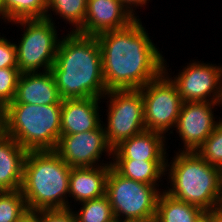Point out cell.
Masks as SVG:
<instances>
[{
  "label": "cell",
  "mask_w": 222,
  "mask_h": 222,
  "mask_svg": "<svg viewBox=\"0 0 222 222\" xmlns=\"http://www.w3.org/2000/svg\"><path fill=\"white\" fill-rule=\"evenodd\" d=\"M96 37L107 91L140 89L164 71V57L139 18Z\"/></svg>",
  "instance_id": "cell-1"
},
{
  "label": "cell",
  "mask_w": 222,
  "mask_h": 222,
  "mask_svg": "<svg viewBox=\"0 0 222 222\" xmlns=\"http://www.w3.org/2000/svg\"><path fill=\"white\" fill-rule=\"evenodd\" d=\"M61 39L50 69L60 98L104 99L108 91L97 37L70 31Z\"/></svg>",
  "instance_id": "cell-2"
},
{
  "label": "cell",
  "mask_w": 222,
  "mask_h": 222,
  "mask_svg": "<svg viewBox=\"0 0 222 222\" xmlns=\"http://www.w3.org/2000/svg\"><path fill=\"white\" fill-rule=\"evenodd\" d=\"M70 172L54 150L28 151L20 188L28 211L70 208L66 199Z\"/></svg>",
  "instance_id": "cell-3"
},
{
  "label": "cell",
  "mask_w": 222,
  "mask_h": 222,
  "mask_svg": "<svg viewBox=\"0 0 222 222\" xmlns=\"http://www.w3.org/2000/svg\"><path fill=\"white\" fill-rule=\"evenodd\" d=\"M172 159L171 165L166 160L165 169L169 171L165 174L171 188L164 191L204 211L218 207L222 194L221 169L207 163L197 152L179 151Z\"/></svg>",
  "instance_id": "cell-4"
},
{
  "label": "cell",
  "mask_w": 222,
  "mask_h": 222,
  "mask_svg": "<svg viewBox=\"0 0 222 222\" xmlns=\"http://www.w3.org/2000/svg\"><path fill=\"white\" fill-rule=\"evenodd\" d=\"M62 104H8L5 134L27 151L55 150L61 136Z\"/></svg>",
  "instance_id": "cell-5"
},
{
  "label": "cell",
  "mask_w": 222,
  "mask_h": 222,
  "mask_svg": "<svg viewBox=\"0 0 222 222\" xmlns=\"http://www.w3.org/2000/svg\"><path fill=\"white\" fill-rule=\"evenodd\" d=\"M158 190L161 189H158L157 185L125 178L112 166L110 167L106 182V196L115 220L154 222L157 200L161 192Z\"/></svg>",
  "instance_id": "cell-6"
},
{
  "label": "cell",
  "mask_w": 222,
  "mask_h": 222,
  "mask_svg": "<svg viewBox=\"0 0 222 222\" xmlns=\"http://www.w3.org/2000/svg\"><path fill=\"white\" fill-rule=\"evenodd\" d=\"M24 29L17 48V64L21 73L49 71L55 63L58 39V30L52 20L21 19L14 21ZM40 69V70H39Z\"/></svg>",
  "instance_id": "cell-7"
},
{
  "label": "cell",
  "mask_w": 222,
  "mask_h": 222,
  "mask_svg": "<svg viewBox=\"0 0 222 222\" xmlns=\"http://www.w3.org/2000/svg\"><path fill=\"white\" fill-rule=\"evenodd\" d=\"M164 59V71L139 90L144 101V122L147 131L166 134L176 126L183 100L171 80Z\"/></svg>",
  "instance_id": "cell-8"
},
{
  "label": "cell",
  "mask_w": 222,
  "mask_h": 222,
  "mask_svg": "<svg viewBox=\"0 0 222 222\" xmlns=\"http://www.w3.org/2000/svg\"><path fill=\"white\" fill-rule=\"evenodd\" d=\"M104 97L109 98L106 111L108 124L104 130L113 149L122 141L146 130L144 101L139 89L109 90Z\"/></svg>",
  "instance_id": "cell-9"
},
{
  "label": "cell",
  "mask_w": 222,
  "mask_h": 222,
  "mask_svg": "<svg viewBox=\"0 0 222 222\" xmlns=\"http://www.w3.org/2000/svg\"><path fill=\"white\" fill-rule=\"evenodd\" d=\"M104 126L102 123L95 130L61 135L54 151L71 168L112 165V161L98 163L104 151L108 154L109 159L113 155V148L107 141Z\"/></svg>",
  "instance_id": "cell-10"
},
{
  "label": "cell",
  "mask_w": 222,
  "mask_h": 222,
  "mask_svg": "<svg viewBox=\"0 0 222 222\" xmlns=\"http://www.w3.org/2000/svg\"><path fill=\"white\" fill-rule=\"evenodd\" d=\"M171 80L183 102H222L221 65L193 60Z\"/></svg>",
  "instance_id": "cell-11"
},
{
  "label": "cell",
  "mask_w": 222,
  "mask_h": 222,
  "mask_svg": "<svg viewBox=\"0 0 222 222\" xmlns=\"http://www.w3.org/2000/svg\"><path fill=\"white\" fill-rule=\"evenodd\" d=\"M222 102H183L176 132L183 141V150L196 152L218 125L212 110ZM178 130V131H177Z\"/></svg>",
  "instance_id": "cell-12"
},
{
  "label": "cell",
  "mask_w": 222,
  "mask_h": 222,
  "mask_svg": "<svg viewBox=\"0 0 222 222\" xmlns=\"http://www.w3.org/2000/svg\"><path fill=\"white\" fill-rule=\"evenodd\" d=\"M136 19L120 0H88L84 24L77 33L98 36L123 29Z\"/></svg>",
  "instance_id": "cell-13"
},
{
  "label": "cell",
  "mask_w": 222,
  "mask_h": 222,
  "mask_svg": "<svg viewBox=\"0 0 222 222\" xmlns=\"http://www.w3.org/2000/svg\"><path fill=\"white\" fill-rule=\"evenodd\" d=\"M101 98L63 99L61 108V135L83 133L97 129L100 120L99 102Z\"/></svg>",
  "instance_id": "cell-14"
},
{
  "label": "cell",
  "mask_w": 222,
  "mask_h": 222,
  "mask_svg": "<svg viewBox=\"0 0 222 222\" xmlns=\"http://www.w3.org/2000/svg\"><path fill=\"white\" fill-rule=\"evenodd\" d=\"M9 104H62L51 71L21 73L15 98Z\"/></svg>",
  "instance_id": "cell-15"
},
{
  "label": "cell",
  "mask_w": 222,
  "mask_h": 222,
  "mask_svg": "<svg viewBox=\"0 0 222 222\" xmlns=\"http://www.w3.org/2000/svg\"><path fill=\"white\" fill-rule=\"evenodd\" d=\"M156 131H147L122 141L113 149V159L166 161V137Z\"/></svg>",
  "instance_id": "cell-16"
},
{
  "label": "cell",
  "mask_w": 222,
  "mask_h": 222,
  "mask_svg": "<svg viewBox=\"0 0 222 222\" xmlns=\"http://www.w3.org/2000/svg\"><path fill=\"white\" fill-rule=\"evenodd\" d=\"M112 165L71 168L69 197L76 202L98 199L106 195L107 176Z\"/></svg>",
  "instance_id": "cell-17"
},
{
  "label": "cell",
  "mask_w": 222,
  "mask_h": 222,
  "mask_svg": "<svg viewBox=\"0 0 222 222\" xmlns=\"http://www.w3.org/2000/svg\"><path fill=\"white\" fill-rule=\"evenodd\" d=\"M27 152L12 137H0V191L21 188Z\"/></svg>",
  "instance_id": "cell-18"
},
{
  "label": "cell",
  "mask_w": 222,
  "mask_h": 222,
  "mask_svg": "<svg viewBox=\"0 0 222 222\" xmlns=\"http://www.w3.org/2000/svg\"><path fill=\"white\" fill-rule=\"evenodd\" d=\"M112 167L123 177L149 185H158L165 177L166 161L112 159ZM160 180V181H158Z\"/></svg>",
  "instance_id": "cell-19"
},
{
  "label": "cell",
  "mask_w": 222,
  "mask_h": 222,
  "mask_svg": "<svg viewBox=\"0 0 222 222\" xmlns=\"http://www.w3.org/2000/svg\"><path fill=\"white\" fill-rule=\"evenodd\" d=\"M204 213L200 207L170 196L163 190L157 200L154 222H197Z\"/></svg>",
  "instance_id": "cell-20"
},
{
  "label": "cell",
  "mask_w": 222,
  "mask_h": 222,
  "mask_svg": "<svg viewBox=\"0 0 222 222\" xmlns=\"http://www.w3.org/2000/svg\"><path fill=\"white\" fill-rule=\"evenodd\" d=\"M47 0H3L0 7V19L13 22L21 19L45 18Z\"/></svg>",
  "instance_id": "cell-21"
},
{
  "label": "cell",
  "mask_w": 222,
  "mask_h": 222,
  "mask_svg": "<svg viewBox=\"0 0 222 222\" xmlns=\"http://www.w3.org/2000/svg\"><path fill=\"white\" fill-rule=\"evenodd\" d=\"M88 0H47V13L45 18L54 21L49 14L52 11L63 17L65 22L72 24L73 29L71 32H77L84 24L85 14L87 10ZM75 28V29H74Z\"/></svg>",
  "instance_id": "cell-22"
},
{
  "label": "cell",
  "mask_w": 222,
  "mask_h": 222,
  "mask_svg": "<svg viewBox=\"0 0 222 222\" xmlns=\"http://www.w3.org/2000/svg\"><path fill=\"white\" fill-rule=\"evenodd\" d=\"M81 205L82 207L78 212L74 211L78 222H113L115 220L106 195L98 199L81 202Z\"/></svg>",
  "instance_id": "cell-23"
},
{
  "label": "cell",
  "mask_w": 222,
  "mask_h": 222,
  "mask_svg": "<svg viewBox=\"0 0 222 222\" xmlns=\"http://www.w3.org/2000/svg\"><path fill=\"white\" fill-rule=\"evenodd\" d=\"M28 212L21 190L0 191V222H17Z\"/></svg>",
  "instance_id": "cell-24"
},
{
  "label": "cell",
  "mask_w": 222,
  "mask_h": 222,
  "mask_svg": "<svg viewBox=\"0 0 222 222\" xmlns=\"http://www.w3.org/2000/svg\"><path fill=\"white\" fill-rule=\"evenodd\" d=\"M207 163L222 169V120L196 151Z\"/></svg>",
  "instance_id": "cell-25"
},
{
  "label": "cell",
  "mask_w": 222,
  "mask_h": 222,
  "mask_svg": "<svg viewBox=\"0 0 222 222\" xmlns=\"http://www.w3.org/2000/svg\"><path fill=\"white\" fill-rule=\"evenodd\" d=\"M20 75L18 68L0 69V104L4 107L14 100Z\"/></svg>",
  "instance_id": "cell-26"
},
{
  "label": "cell",
  "mask_w": 222,
  "mask_h": 222,
  "mask_svg": "<svg viewBox=\"0 0 222 222\" xmlns=\"http://www.w3.org/2000/svg\"><path fill=\"white\" fill-rule=\"evenodd\" d=\"M38 222H78L73 208L39 210Z\"/></svg>",
  "instance_id": "cell-27"
},
{
  "label": "cell",
  "mask_w": 222,
  "mask_h": 222,
  "mask_svg": "<svg viewBox=\"0 0 222 222\" xmlns=\"http://www.w3.org/2000/svg\"><path fill=\"white\" fill-rule=\"evenodd\" d=\"M1 68H18V64L15 42L11 43L0 35V69Z\"/></svg>",
  "instance_id": "cell-28"
},
{
  "label": "cell",
  "mask_w": 222,
  "mask_h": 222,
  "mask_svg": "<svg viewBox=\"0 0 222 222\" xmlns=\"http://www.w3.org/2000/svg\"><path fill=\"white\" fill-rule=\"evenodd\" d=\"M122 2V4L128 9V11L133 14L136 18H138L139 16H136L134 13L135 10L133 8L136 9V7H143L144 5H146V3H148L147 1L149 0H120ZM133 6V7H132ZM136 6V7H135Z\"/></svg>",
  "instance_id": "cell-29"
},
{
  "label": "cell",
  "mask_w": 222,
  "mask_h": 222,
  "mask_svg": "<svg viewBox=\"0 0 222 222\" xmlns=\"http://www.w3.org/2000/svg\"><path fill=\"white\" fill-rule=\"evenodd\" d=\"M209 222H222V210L219 207L209 210Z\"/></svg>",
  "instance_id": "cell-30"
},
{
  "label": "cell",
  "mask_w": 222,
  "mask_h": 222,
  "mask_svg": "<svg viewBox=\"0 0 222 222\" xmlns=\"http://www.w3.org/2000/svg\"><path fill=\"white\" fill-rule=\"evenodd\" d=\"M17 222H38V211H28Z\"/></svg>",
  "instance_id": "cell-31"
},
{
  "label": "cell",
  "mask_w": 222,
  "mask_h": 222,
  "mask_svg": "<svg viewBox=\"0 0 222 222\" xmlns=\"http://www.w3.org/2000/svg\"><path fill=\"white\" fill-rule=\"evenodd\" d=\"M5 134V107L0 104V137Z\"/></svg>",
  "instance_id": "cell-32"
},
{
  "label": "cell",
  "mask_w": 222,
  "mask_h": 222,
  "mask_svg": "<svg viewBox=\"0 0 222 222\" xmlns=\"http://www.w3.org/2000/svg\"><path fill=\"white\" fill-rule=\"evenodd\" d=\"M197 222H209V211H205V213L197 220Z\"/></svg>",
  "instance_id": "cell-33"
},
{
  "label": "cell",
  "mask_w": 222,
  "mask_h": 222,
  "mask_svg": "<svg viewBox=\"0 0 222 222\" xmlns=\"http://www.w3.org/2000/svg\"><path fill=\"white\" fill-rule=\"evenodd\" d=\"M218 207L222 210V194H221V198H220V202H219V206Z\"/></svg>",
  "instance_id": "cell-34"
},
{
  "label": "cell",
  "mask_w": 222,
  "mask_h": 222,
  "mask_svg": "<svg viewBox=\"0 0 222 222\" xmlns=\"http://www.w3.org/2000/svg\"><path fill=\"white\" fill-rule=\"evenodd\" d=\"M120 222H147V221H120Z\"/></svg>",
  "instance_id": "cell-35"
},
{
  "label": "cell",
  "mask_w": 222,
  "mask_h": 222,
  "mask_svg": "<svg viewBox=\"0 0 222 222\" xmlns=\"http://www.w3.org/2000/svg\"><path fill=\"white\" fill-rule=\"evenodd\" d=\"M3 5V0H0V7Z\"/></svg>",
  "instance_id": "cell-36"
}]
</instances>
